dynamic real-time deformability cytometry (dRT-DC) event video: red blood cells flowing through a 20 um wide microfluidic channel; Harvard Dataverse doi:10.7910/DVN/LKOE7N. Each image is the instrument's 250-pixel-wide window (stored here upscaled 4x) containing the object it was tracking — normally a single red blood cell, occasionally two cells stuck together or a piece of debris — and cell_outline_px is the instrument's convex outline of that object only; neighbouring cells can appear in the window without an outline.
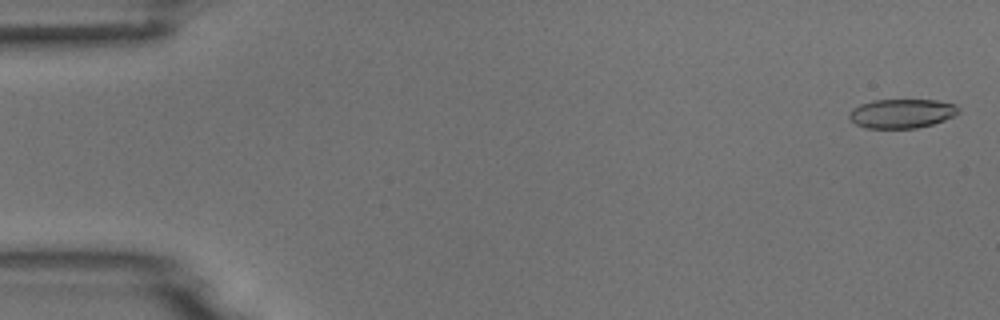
{"species": "common noctule bat (a hibernating species)", "species_latin": "Nyctalus noctula", "temperature_condition": "room temperature", "stored_images_in_passage": 5, "camera_frame_rate_fps": 3000, "um_per_image_px": 0.085, "animal": {"sex": "male", "body_mass_g": 18.8}, "frame": {"image": 1, "passage_image": 1, "time_ms": 0.0, "image_size_px": [1000, 320], "cell_outline_px": [[960, 112], [944, 120], [932, 124], [916, 128], [864, 128], [856, 124], [848, 116], [848, 112], [852, 108], [860, 104], [872, 100], [936, 100], [956, 104], [960, 108]], "centroid_in_image_um": [76.64, 9.64], "position_along_channel_um": 8.4, "area_um2": 18.67}}
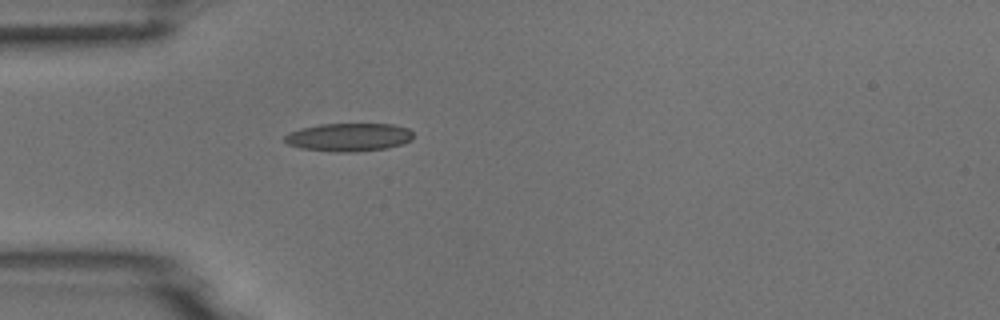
{"frame": {"image": 2, "passage_image": 5, "time_ms": 1.333, "image_size_px": [1000, 320], "cell_outline_px": [[412, 140], [388, 148], [356, 152], [336, 152], [300, 148], [288, 144], [284, 140], [284, 136], [288, 132], [300, 128], [320, 124], [392, 124], [408, 128], [412, 132]], "centroid_in_image_um": [29.63, 11.66], "position_along_channel_um": 55.4, "area_um2": 21.21}}